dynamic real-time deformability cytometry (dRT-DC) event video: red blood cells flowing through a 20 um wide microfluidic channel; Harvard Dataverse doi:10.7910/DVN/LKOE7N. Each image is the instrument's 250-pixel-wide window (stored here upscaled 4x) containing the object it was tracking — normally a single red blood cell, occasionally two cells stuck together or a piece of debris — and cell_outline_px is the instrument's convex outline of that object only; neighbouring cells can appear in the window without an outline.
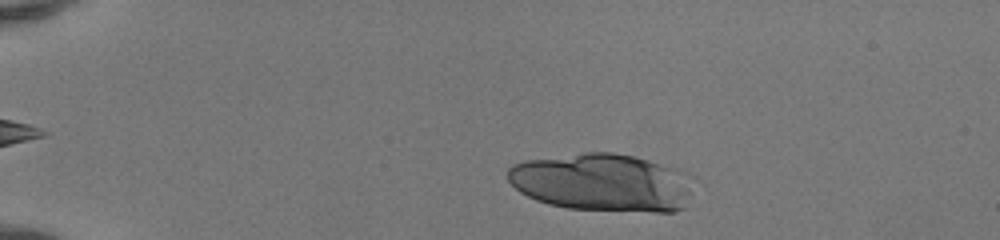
{"species": "human", "species_latin": "Homo sapiens", "temperature_condition": "room temperature", "stored_images_in_passage": 34, "camera_frame_rate_fps": 3000, "um_per_image_px": 0.085, "donor": {"sex": "female"}, "frame": {"image": 1, "passage_image": 4, "time_ms": 1.0, "image_size_px": [1000, 240], "cell_outline_px": [[700, 180], [684, 208], [672, 212], [656, 212], [568, 208], [548, 204], [536, 200], [520, 192], [508, 180], [508, 168], [512, 164], [524, 160], [584, 152], [612, 152], [632, 156], [676, 168]], "centroid_in_image_um": [51.29, 15.51], "position_along_channel_um": 33.7, "area_um2": 63.58}}